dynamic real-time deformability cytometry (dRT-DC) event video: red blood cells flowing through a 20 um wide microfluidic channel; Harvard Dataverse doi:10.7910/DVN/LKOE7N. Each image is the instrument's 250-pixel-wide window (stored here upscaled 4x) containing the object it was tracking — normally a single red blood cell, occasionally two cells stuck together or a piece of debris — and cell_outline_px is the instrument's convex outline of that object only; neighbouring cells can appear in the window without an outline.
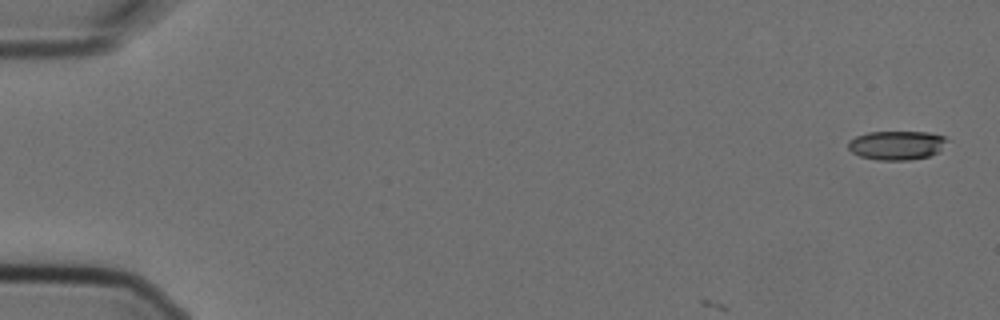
{"species": "Egyptian fruit bat (a non-hibernating species)", "species_latin": "Rousettus aegyptiacus", "temperature_condition": "cold", "stored_images_in_passage": 5, "camera_frame_rate_fps": 3000, "um_per_image_px": 0.085, "animal": {"sex": "female"}, "frame": {"image": 1, "passage_image": 1, "time_ms": 0.0, "image_size_px": [1000, 320], "cell_outline_px": [[952, 140], [940, 152], [928, 156], [908, 160], [876, 160], [860, 156], [852, 152], [848, 148], [848, 140], [856, 136], [868, 132], [928, 132], [944, 136]], "centroid_in_image_um": [76.27, 12.34], "position_along_channel_um": 8.7, "area_um2": 17.05}}